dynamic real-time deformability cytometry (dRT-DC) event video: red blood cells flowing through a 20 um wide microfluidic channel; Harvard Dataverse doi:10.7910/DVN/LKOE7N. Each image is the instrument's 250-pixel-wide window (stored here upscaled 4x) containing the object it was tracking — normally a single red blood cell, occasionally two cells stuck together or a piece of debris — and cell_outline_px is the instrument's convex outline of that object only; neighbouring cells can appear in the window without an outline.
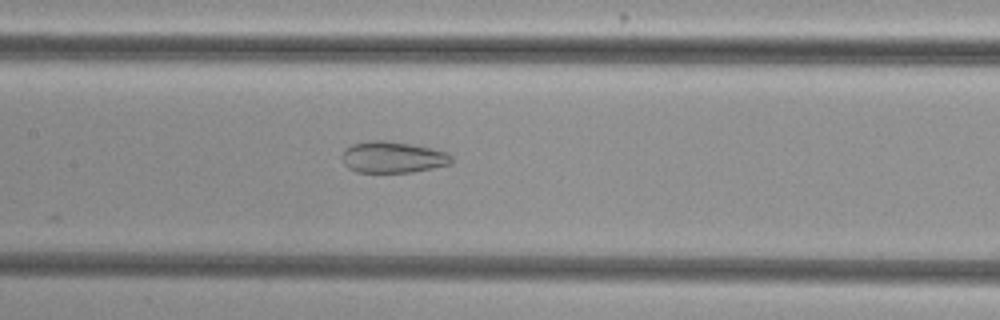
{"species": "common noctule bat (a hibernating species)", "species_latin": "Nyctalus noctula", "temperature_condition": "cold", "stored_images_in_passage": 38, "camera_frame_rate_fps": 3000, "um_per_image_px": 0.085, "animal": {"sex": "female", "body_mass_g": 29.2, "forearm_length_mm": 56.3}, "frame": {"image": 1, "passage_image": 10, "time_ms": 3.0, "image_size_px": [1000, 320], "cell_outline_px": [[452, 164], [412, 172], [356, 172], [348, 168], [344, 164], [340, 156], [344, 148], [352, 144], [368, 140], [384, 140], [412, 144], [432, 148], [448, 152], [452, 156]], "centroid_in_image_um": [33.36, 13.35], "position_along_channel_um": 174.0, "area_um2": 20.35}}
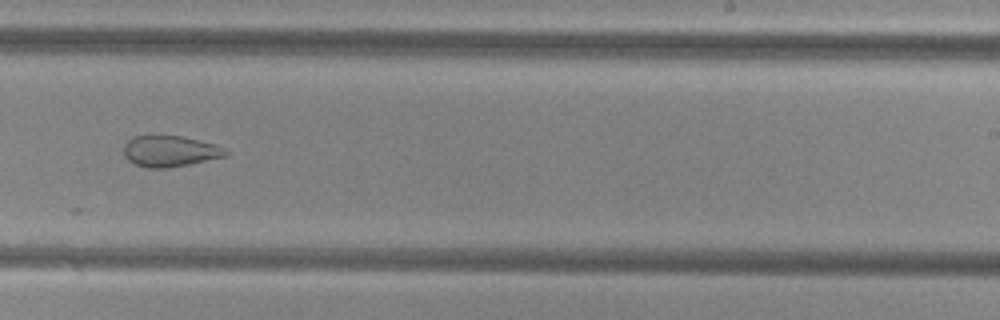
{"frame": {"image": 2, "passage_image": 18, "time_ms": 5.667, "image_size_px": [1000, 320], "cell_outline_px": [[228, 156], [168, 168], [148, 168], [136, 164], [128, 160], [124, 156], [124, 144], [132, 136], [148, 132], [180, 136], [216, 144], [228, 152]], "centroid_in_image_um": [14.38, 12.8], "position_along_channel_um": 274.6, "area_um2": 19.02}}
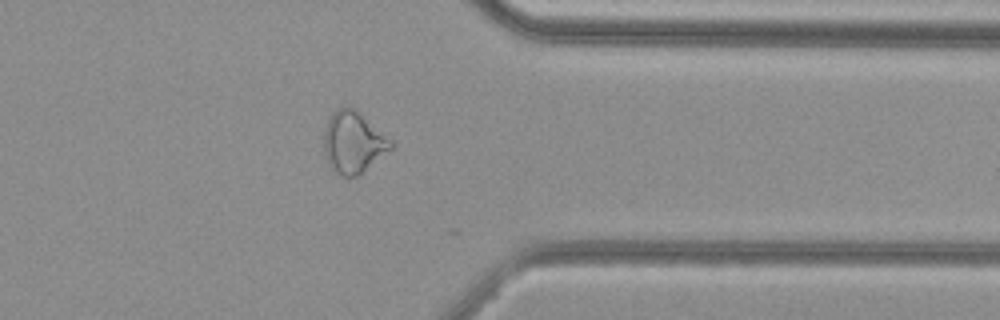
{"frame": {"image": 3, "passage_image": 27, "time_ms": 8.667, "image_size_px": [1000, 320], "cell_outline_px": [[392, 148], [356, 176], [344, 176], [332, 172], [328, 164], [324, 148], [324, 128], [332, 112], [336, 108], [348, 104], [360, 112], [392, 140]], "centroid_in_image_um": [29.99, 12.05], "position_along_channel_um": 381.4, "area_um2": 24.04}, "authors_computed_cell_mechanics": {"area_um2": 22.3686, "velocity_mm_per_s": 3.7804, "shape_relaxation_time_tau1_ms": null, "shape_relaxation_time_tau2_ms": 2.173, "deformation_change_tau1": null, "deformation_change_tau2": 0.0964}}